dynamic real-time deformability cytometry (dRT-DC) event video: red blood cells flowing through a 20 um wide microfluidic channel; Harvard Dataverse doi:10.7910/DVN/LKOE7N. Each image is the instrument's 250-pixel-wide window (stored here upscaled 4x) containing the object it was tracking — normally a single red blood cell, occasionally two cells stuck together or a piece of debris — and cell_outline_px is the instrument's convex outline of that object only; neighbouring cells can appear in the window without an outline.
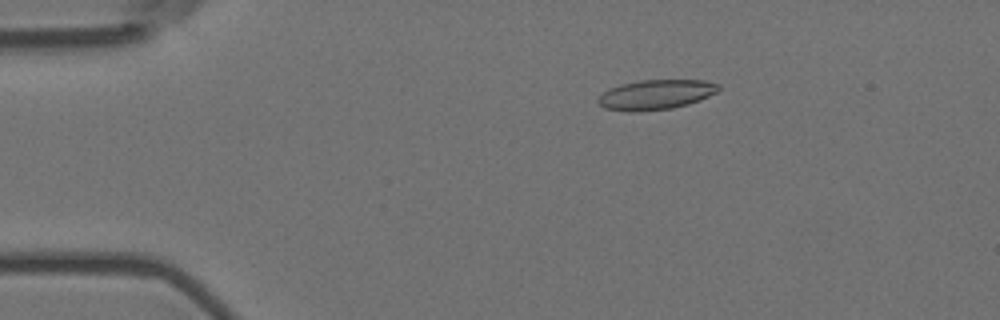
{"species": "Egyptian fruit bat (a non-hibernating species)", "species_latin": "Rousettus aegyptiacus", "temperature_condition": "room temperature", "stored_images_in_passage": 4, "camera_frame_rate_fps": 3000, "um_per_image_px": 0.085, "animal": {"sex": "female"}, "frame": {"image": 1, "passage_image": 3, "time_ms": 0.667, "image_size_px": [1000, 320], "cell_outline_px": [[720, 88], [716, 92], [700, 100], [688, 104], [672, 108], [636, 112], [632, 112], [604, 108], [596, 100], [608, 88], [620, 84], [640, 80], [704, 80], [720, 84]], "centroid_in_image_um": [55.74, 8.04], "position_along_channel_um": 29.3, "area_um2": 20.98}}